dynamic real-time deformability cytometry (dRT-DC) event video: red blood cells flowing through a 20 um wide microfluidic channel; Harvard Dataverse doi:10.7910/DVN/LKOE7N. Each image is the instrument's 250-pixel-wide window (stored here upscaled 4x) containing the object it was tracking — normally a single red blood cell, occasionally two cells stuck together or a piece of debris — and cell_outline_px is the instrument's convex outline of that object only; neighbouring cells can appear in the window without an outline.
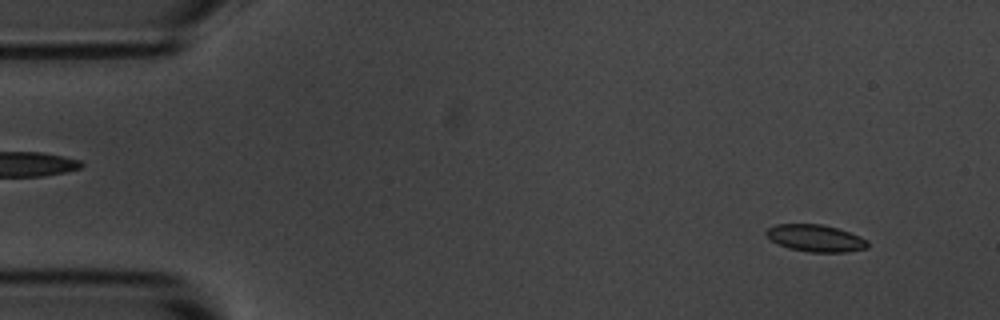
{"species": "common noctule bat (a hibernating species)", "species_latin": "Nyctalus noctula", "temperature_condition": "room temperature", "stored_images_in_passage": 54, "camera_frame_rate_fps": 3000, "um_per_image_px": 0.085, "animal": {"sex": "male", "body_mass_g": 20.1, "forearm_length_mm": 53.5}, "frame": {"image": 1, "passage_image": 4, "time_ms": 1.0, "image_size_px": [1000, 320], "cell_outline_px": [[868, 248], [844, 252], [808, 252], [788, 248], [772, 240], [764, 232], [768, 228], [776, 224], [820, 224], [836, 228], [860, 236], [868, 240]], "centroid_in_image_um": [69.33, 20.25], "position_along_channel_um": 15.7, "area_um2": 15.84}}
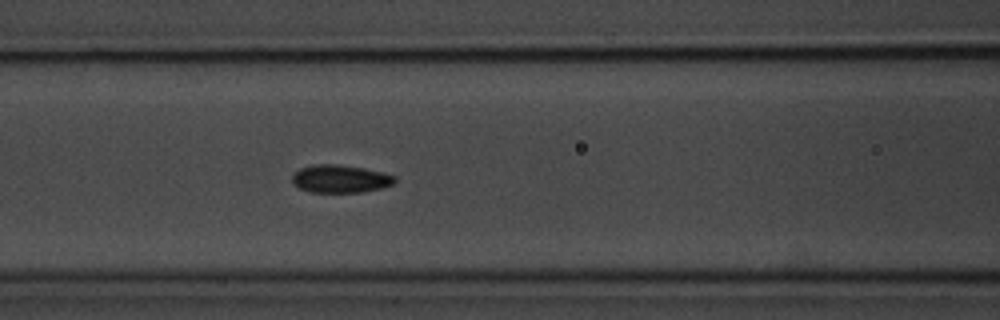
{"frame": {"image": 2, "passage_image": 22, "time_ms": 7.0, "image_size_px": [1000, 320], "cell_outline_px": [[396, 180], [392, 184], [380, 188], [360, 192], [312, 192], [300, 188], [292, 184], [292, 176], [300, 168], [316, 164], [332, 164], [360, 168], [380, 172], [396, 176]], "centroid_in_image_um": [28.89, 15.21], "position_along_channel_um": 137.7, "area_um2": 16.3}}
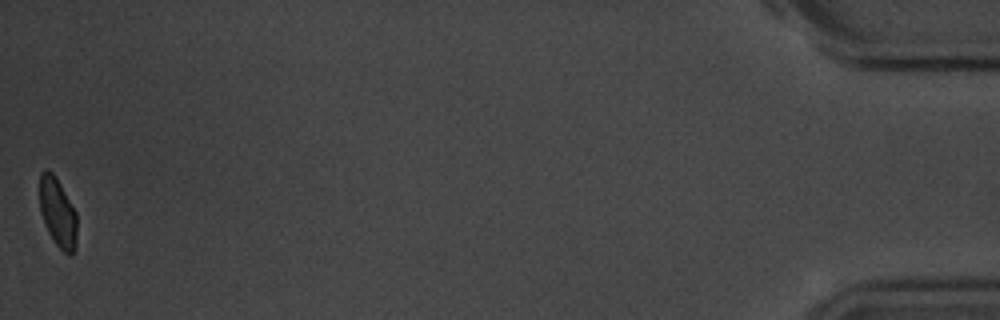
{"frame": {"image": 3, "passage_image": 54, "time_ms": 17.667, "image_size_px": [1000, 320], "cell_outline_px": [[76, 248], [68, 256], [56, 244], [48, 232], [40, 212], [40, 172], [44, 168], [48, 168], [56, 176], [76, 212]], "centroid_in_image_um": [4.89, 18.03], "position_along_channel_um": 430.3, "area_um2": 15.09}, "authors_computed_cell_mechanics": {"area_um2": 16.2707, "velocity_mm_per_s": 3.6607, "shape_relaxation_time_tau1_ms": 1.9472, "shape_relaxation_time_tau2_ms": 3.1525, "deformation_change_tau1": 0.085, "deformation_change_tau2": 0.05}}